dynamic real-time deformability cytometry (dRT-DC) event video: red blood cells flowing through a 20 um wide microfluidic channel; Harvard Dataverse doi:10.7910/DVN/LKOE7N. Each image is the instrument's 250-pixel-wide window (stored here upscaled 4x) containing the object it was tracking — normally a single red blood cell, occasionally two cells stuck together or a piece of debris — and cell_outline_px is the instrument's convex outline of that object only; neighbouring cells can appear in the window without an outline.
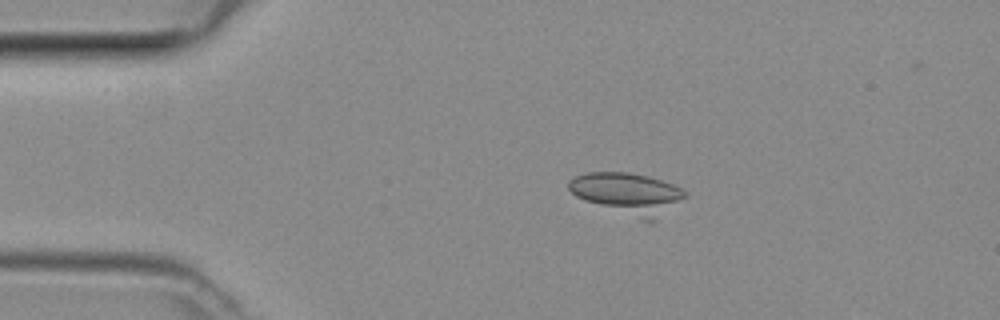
{"species": "common noctule bat (a hibernating species)", "species_latin": "Nyctalus noctula", "temperature_condition": "room temperature", "stored_images_in_passage": 2, "camera_frame_rate_fps": 3000, "um_per_image_px": 0.085, "animal": {"sex": "female", "body_mass_g": 29.2, "forearm_length_mm": 56.3}, "frame": {"image": 1, "passage_image": 1, "time_ms": 0.0, "image_size_px": [1000, 320], "cell_outline_px": [[688, 196], [652, 220], [644, 220], [584, 200], [576, 196], [568, 188], [568, 180], [584, 172], [628, 172], [648, 176], [672, 184], [688, 192]], "centroid_in_image_um": [53.33, 16.4], "position_along_channel_um": 31.7, "area_um2": 27.28}}